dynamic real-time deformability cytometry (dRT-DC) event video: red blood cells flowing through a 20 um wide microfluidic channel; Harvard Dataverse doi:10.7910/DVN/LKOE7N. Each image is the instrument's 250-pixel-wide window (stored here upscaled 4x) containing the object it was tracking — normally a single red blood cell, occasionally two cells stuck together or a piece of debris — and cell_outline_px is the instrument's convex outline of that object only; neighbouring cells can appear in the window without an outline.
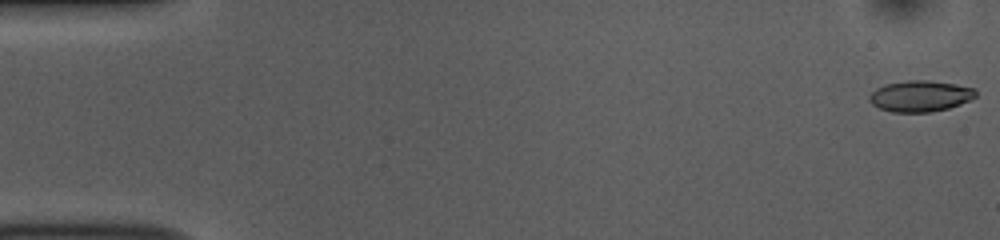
{"species": "common noctule bat (a hibernating species)", "species_latin": "Nyctalus noctula", "temperature_condition": "room temperature", "stored_images_in_passage": 53, "camera_frame_rate_fps": 3000, "um_per_image_px": 0.085, "animal": {"sex": "female", "body_mass_g": 10.0, "forearm_length_mm": 53.1}, "frame": {"image": 1, "passage_image": 1, "time_ms": 0.0, "image_size_px": [1000, 240], "cell_outline_px": [[976, 96], [960, 104], [948, 108], [932, 112], [892, 112], [880, 108], [872, 104], [868, 100], [868, 96], [876, 88], [888, 84], [908, 80], [928, 80], [956, 84], [976, 88]], "centroid_in_image_um": [78.22, 8.16], "position_along_channel_um": 6.8, "area_um2": 19.25}}
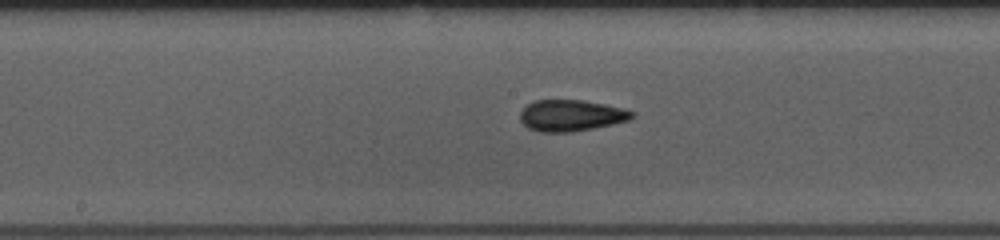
{"frame": {"image": 2, "passage_image": 27, "time_ms": 8.667, "image_size_px": [1000, 240], "cell_outline_px": [[636, 116], [628, 120], [612, 124], [572, 132], [540, 132], [528, 128], [520, 120], [520, 112], [528, 104], [536, 100], [580, 100], [604, 104], [624, 108], [636, 112]], "centroid_in_image_um": [48.56, 9.82], "position_along_channel_um": 199.6, "area_um2": 20.4}}
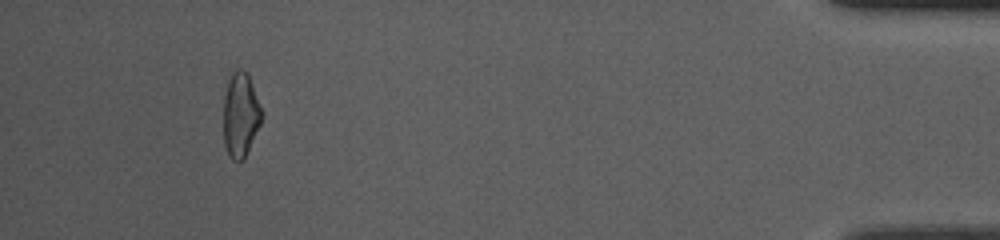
{"frame": {"image": 3, "passage_image": 49, "time_ms": 16.0, "image_size_px": [1000, 240], "cell_outline_px": [[260, 124], [244, 160], [232, 160], [228, 156], [224, 144], [224, 96], [228, 80], [232, 72], [236, 68], [240, 68], [248, 76], [260, 108]], "centroid_in_image_um": [20.4, 9.8], "position_along_channel_um": 414.8, "area_um2": 18.32}, "authors_computed_cell_mechanics": {"area_um2": 19.363, "velocity_mm_per_s": 3.827, "shape_relaxation_time_tau1_ms": 5.9879, "shape_relaxation_time_tau2_ms": 1.9295, "deformation_change_tau1": 0.1807, "deformation_change_tau2": 0.1049}}